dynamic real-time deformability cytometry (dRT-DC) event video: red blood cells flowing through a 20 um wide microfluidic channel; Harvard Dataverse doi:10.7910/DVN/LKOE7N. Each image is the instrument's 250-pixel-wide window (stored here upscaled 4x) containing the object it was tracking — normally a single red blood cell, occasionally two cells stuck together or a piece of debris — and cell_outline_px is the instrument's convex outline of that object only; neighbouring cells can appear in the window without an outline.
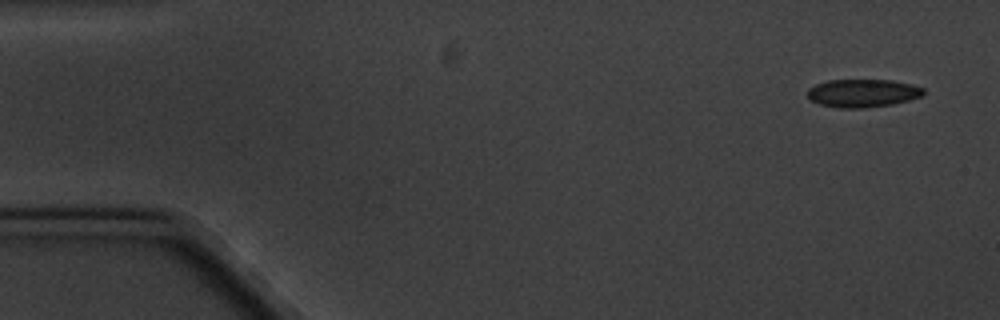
{"species": "common noctule bat (a hibernating species)", "species_latin": "Nyctalus noctula", "temperature_condition": "cold", "stored_images_in_passage": 5, "camera_frame_rate_fps": 3000, "um_per_image_px": 0.085, "animal": {"sex": "male", "body_mass_g": 20.1, "forearm_length_mm": 53.5}, "frame": {"image": 1, "passage_image": 1, "time_ms": 0.0, "image_size_px": [1000, 320], "cell_outline_px": [[924, 96], [892, 104], [860, 108], [840, 108], [820, 104], [812, 100], [808, 96], [808, 88], [816, 84], [828, 80], [892, 80], [924, 88]], "centroid_in_image_um": [73.33, 7.91], "position_along_channel_um": 11.7, "area_um2": 18.79}}
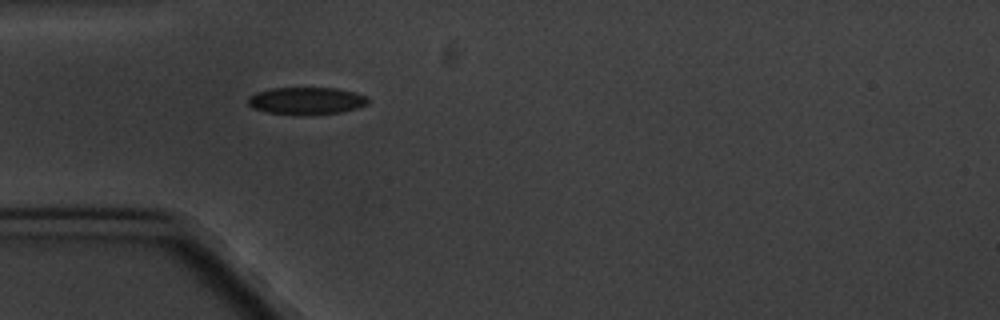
{"frame": {"image": 2, "passage_image": 5, "time_ms": 4.667, "image_size_px": [1000, 320], "cell_outline_px": [[368, 104], [356, 108], [340, 112], [296, 116], [268, 112], [252, 108], [248, 104], [248, 96], [256, 92], [272, 88], [336, 88], [356, 92], [368, 96]], "centroid_in_image_um": [26.03, 8.57], "position_along_channel_um": 59.0, "area_um2": 19.31}}